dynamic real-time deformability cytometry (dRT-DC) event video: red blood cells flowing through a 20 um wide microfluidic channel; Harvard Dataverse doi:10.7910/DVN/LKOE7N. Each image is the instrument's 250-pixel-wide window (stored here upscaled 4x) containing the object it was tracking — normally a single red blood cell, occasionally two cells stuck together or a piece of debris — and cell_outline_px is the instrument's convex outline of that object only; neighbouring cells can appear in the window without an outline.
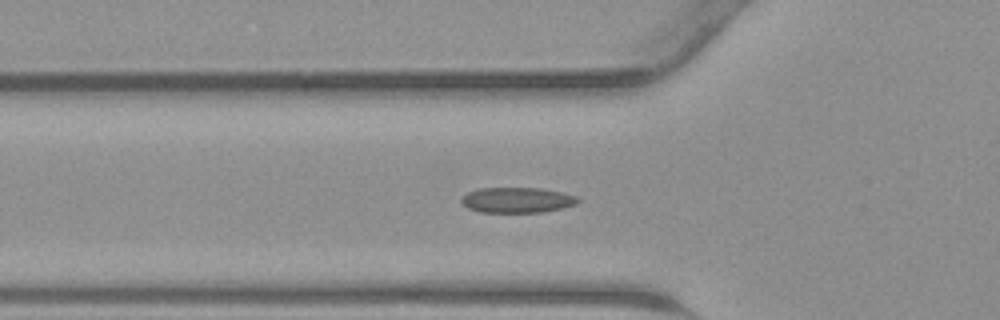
{"species": "common noctule bat (a hibernating species)", "species_latin": "Nyctalus noctula", "temperature_condition": "warm", "stored_images_in_passage": 47, "camera_frame_rate_fps": 3000, "um_per_image_px": 0.085, "animal": {"sex": "male", "body_mass_g": 23.1, "forearm_length_mm": 52.7}, "frame": {"image": 1, "passage_image": 16, "time_ms": 5.0, "image_size_px": [1000, 320], "cell_outline_px": [[580, 200], [576, 204], [544, 212], [480, 212], [468, 208], [460, 200], [468, 192], [480, 188], [540, 188], [560, 192], [576, 196]], "centroid_in_image_um": [43.95, 17.0], "position_along_channel_um": 81.8, "area_um2": 17.05}}
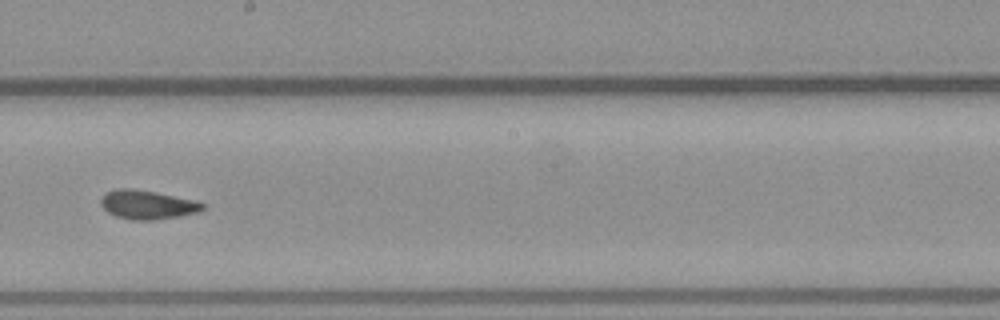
{"frame": {"image": 2, "passage_image": 26, "time_ms": 8.333, "image_size_px": [1000, 320], "cell_outline_px": [[204, 208], [196, 212], [180, 216], [152, 220], [132, 220], [116, 216], [108, 212], [100, 204], [100, 200], [104, 192], [116, 188], [132, 188], [156, 192], [196, 200], [204, 204]], "centroid_in_image_um": [12.49, 17.38], "position_along_channel_um": 235.7, "area_um2": 17.22}}
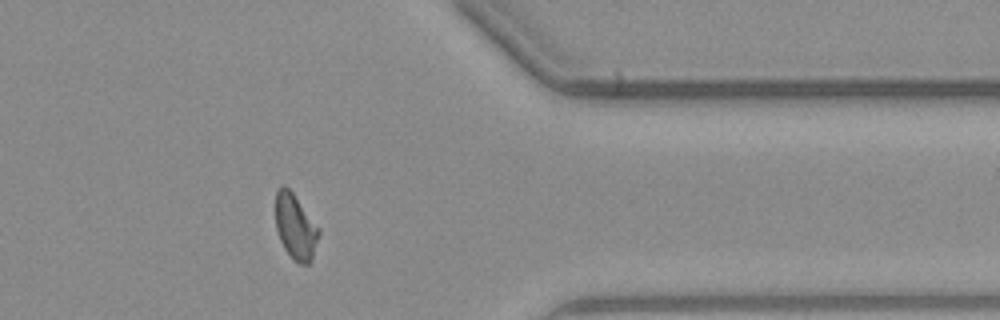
{"frame": {"image": 3, "passage_image": 37, "time_ms": 12.0, "image_size_px": [1000, 320], "cell_outline_px": [[320, 232], [312, 260], [308, 264], [300, 264], [292, 260], [284, 248], [280, 240], [276, 228], [276, 188], [284, 184], [292, 192], [320, 228]], "centroid_in_image_um": [25.11, 19.29], "position_along_channel_um": 386.3, "area_um2": 16.59}}